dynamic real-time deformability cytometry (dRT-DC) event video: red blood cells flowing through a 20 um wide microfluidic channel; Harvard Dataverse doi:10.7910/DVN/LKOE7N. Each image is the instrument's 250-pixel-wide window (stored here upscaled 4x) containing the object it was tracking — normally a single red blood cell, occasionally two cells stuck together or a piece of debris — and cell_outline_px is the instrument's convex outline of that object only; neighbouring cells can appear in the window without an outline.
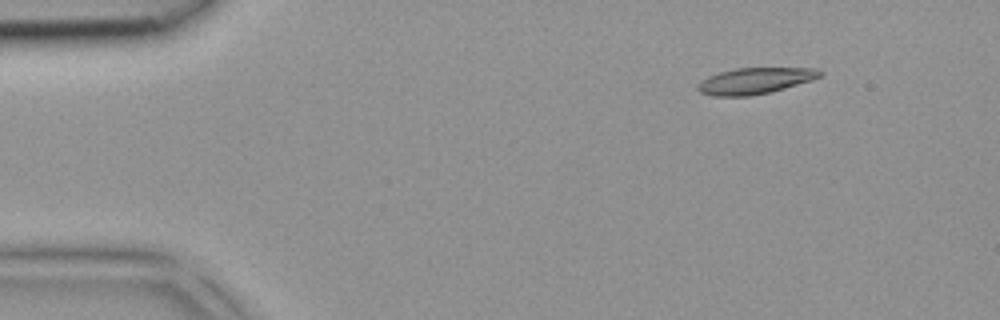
{"species": "common noctule bat (a hibernating species)", "species_latin": "Nyctalus noctula", "temperature_condition": "room temperature", "stored_images_in_passage": 38, "camera_frame_rate_fps": 3000, "um_per_image_px": 0.085, "animal": {"sex": "female", "body_mass_g": 18.4}, "frame": {"image": 1, "passage_image": 1, "time_ms": 0.0, "image_size_px": [1000, 320], "cell_outline_px": [[824, 72], [820, 76], [812, 80], [772, 92], [748, 96], [712, 96], [700, 92], [696, 88], [696, 84], [700, 80], [708, 76], [720, 72], [736, 68], [816, 68]], "centroid_in_image_um": [64.15, 6.87], "position_along_channel_um": 20.9, "area_um2": 18.79}}
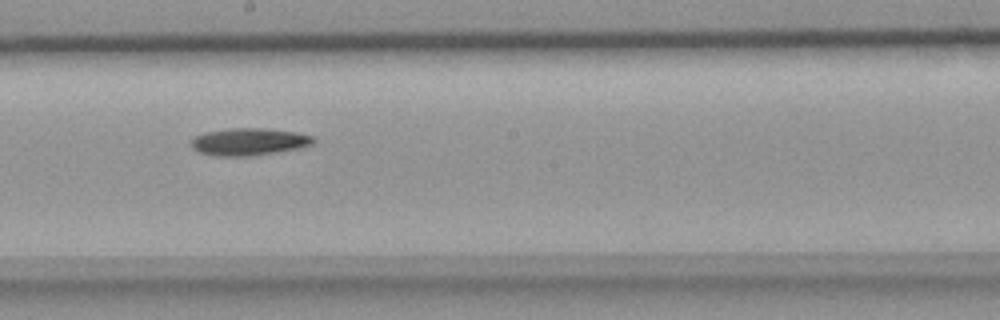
{"frame": {"image": 2, "passage_image": 19, "time_ms": 6.0, "image_size_px": [1000, 320], "cell_outline_px": [[316, 140], [312, 144], [300, 148], [252, 156], [216, 156], [200, 152], [192, 148], [192, 140], [196, 136], [204, 132], [228, 128], [264, 128], [296, 132], [312, 136]], "centroid_in_image_um": [21.17, 12.04], "position_along_channel_um": 227.0, "area_um2": 19.42}}
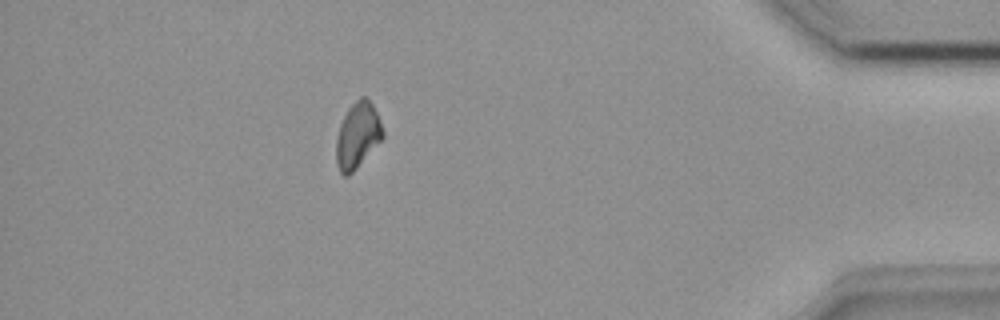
{"frame": {"image": 3, "passage_image": 33, "time_ms": 10.667, "image_size_px": [1000, 320], "cell_outline_px": [[384, 136], [356, 168], [348, 176], [344, 176], [340, 172], [336, 164], [336, 140], [340, 124], [348, 108], [360, 96], [364, 96], [372, 104], [376, 112], [384, 132]], "centroid_in_image_um": [30.37, 11.51], "position_along_channel_um": 404.8, "area_um2": 17.57}}